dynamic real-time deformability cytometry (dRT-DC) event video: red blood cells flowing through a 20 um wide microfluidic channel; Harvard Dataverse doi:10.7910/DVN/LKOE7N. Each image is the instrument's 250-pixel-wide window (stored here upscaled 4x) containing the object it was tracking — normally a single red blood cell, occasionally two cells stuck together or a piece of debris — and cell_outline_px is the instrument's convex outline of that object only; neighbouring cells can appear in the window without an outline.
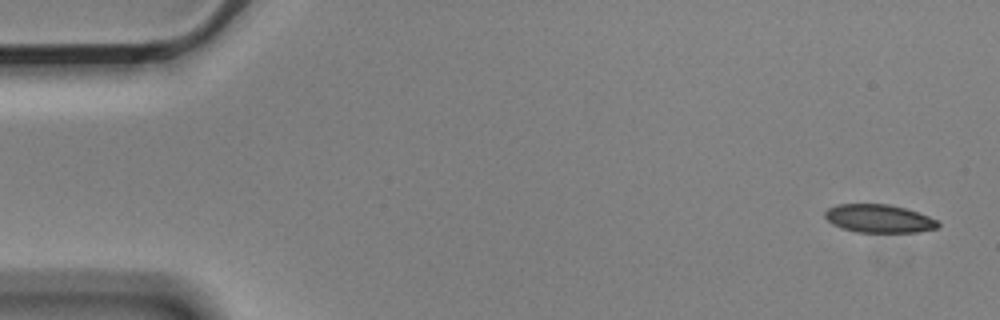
{"species": "Egyptian fruit bat (a non-hibernating species)", "species_latin": "Rousettus aegyptiacus", "temperature_condition": "cold", "stored_images_in_passage": 5, "camera_frame_rate_fps": 3000, "um_per_image_px": 0.085, "animal": {"sex": "male"}, "frame": {"image": 1, "passage_image": 1, "time_ms": 0.0, "image_size_px": [1000, 320], "cell_outline_px": [[940, 224], [936, 228], [916, 232], [856, 232], [840, 228], [832, 224], [824, 216], [824, 212], [828, 208], [836, 204], [888, 204], [904, 208], [928, 216], [936, 220]], "centroid_in_image_um": [74.65, 18.58], "position_along_channel_um": 10.3, "area_um2": 18.5}}
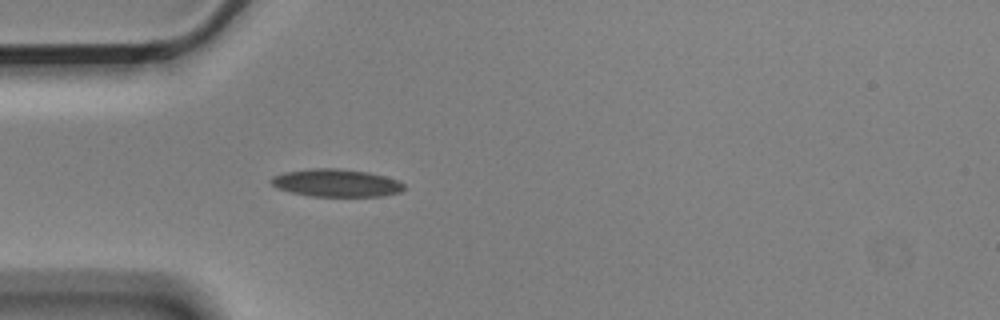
{"frame": {"image": 2, "passage_image": 5, "time_ms": 1.333, "image_size_px": [1000, 320], "cell_outline_px": [[404, 188], [400, 192], [380, 196], [312, 196], [292, 192], [276, 188], [268, 180], [272, 176], [284, 172], [312, 168], [340, 168], [368, 172], [384, 176], [396, 180], [404, 184]], "centroid_in_image_um": [28.54, 15.54], "position_along_channel_um": 56.5, "area_um2": 21.39}}